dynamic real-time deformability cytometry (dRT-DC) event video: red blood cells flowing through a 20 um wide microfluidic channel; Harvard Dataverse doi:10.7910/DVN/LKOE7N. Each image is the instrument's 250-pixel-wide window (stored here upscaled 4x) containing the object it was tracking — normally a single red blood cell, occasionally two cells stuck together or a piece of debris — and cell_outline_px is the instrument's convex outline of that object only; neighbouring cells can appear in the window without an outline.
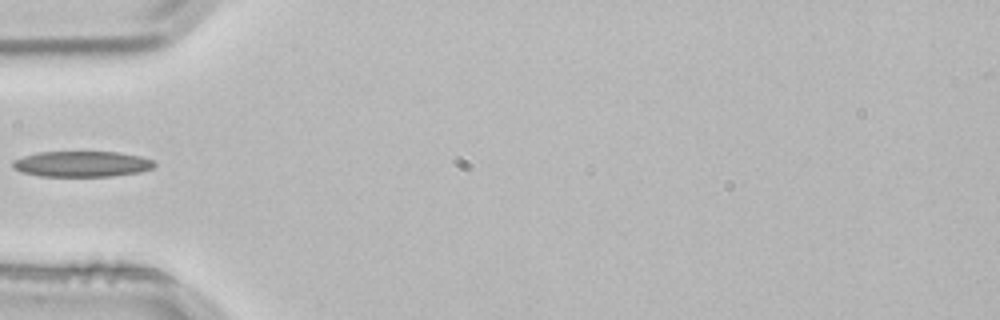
{"species": "common noctule bat (a hibernating species)", "species_latin": "Nyctalus noctula", "temperature_condition": "room temperature", "stored_images_in_passage": 4, "camera_frame_rate_fps": 3000, "um_per_image_px": 0.085, "animal": {"sex": "male", "body_mass_g": 21.5, "forearm_length_mm": 52.0}, "frame": {"image": 1, "passage_image": 4, "time_ms": 1.0, "image_size_px": [1000, 320], "cell_outline_px": [[156, 164], [152, 168], [140, 172], [112, 176], [40, 176], [20, 172], [12, 168], [12, 160], [24, 156], [40, 152], [116, 152], [140, 156], [152, 160]], "centroid_in_image_um": [6.93, 13.94], "position_along_channel_um": 78.1, "area_um2": 21.21}}